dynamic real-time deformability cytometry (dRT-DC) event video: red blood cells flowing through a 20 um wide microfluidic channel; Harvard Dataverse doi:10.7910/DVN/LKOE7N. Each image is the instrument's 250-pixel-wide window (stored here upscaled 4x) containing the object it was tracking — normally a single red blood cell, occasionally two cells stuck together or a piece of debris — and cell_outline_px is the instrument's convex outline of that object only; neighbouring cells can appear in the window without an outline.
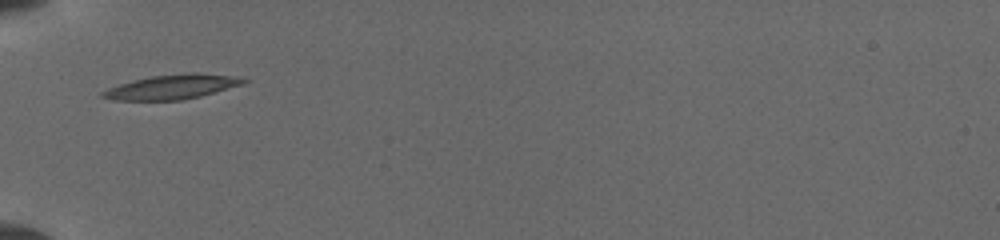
{"species": "common noctule bat (a hibernating species)", "species_latin": "Nyctalus noctula", "temperature_condition": "cold", "stored_images_in_passage": 67, "camera_frame_rate_fps": 3000, "um_per_image_px": 0.085, "animal": {"sex": "female", "body_mass_g": 19.5, "forearm_length_mm": 54.1}, "frame": {"image": 1, "passage_image": 1, "time_ms": 0.0, "image_size_px": [1000, 240], "cell_outline_px": [[248, 80], [240, 84], [200, 96], [180, 100], [112, 100], [100, 96], [100, 92], [108, 88], [132, 80], [152, 76], [192, 72], [196, 72], [236, 76]], "centroid_in_image_um": [14.56, 7.38], "position_along_channel_um": 70.4, "area_um2": 19.88}}
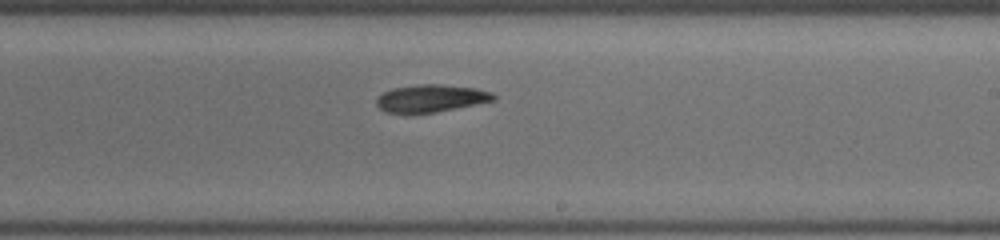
{"frame": {"image": 2, "passage_image": 30, "time_ms": 4.667, "image_size_px": [1000, 240], "cell_outline_px": [[496, 100], [436, 112], [384, 112], [376, 104], [376, 100], [384, 92], [392, 88], [416, 84], [440, 84], [476, 88], [492, 92], [496, 96]], "centroid_in_image_um": [36.66, 8.34], "position_along_channel_um": 252.3, "area_um2": 18.55}}
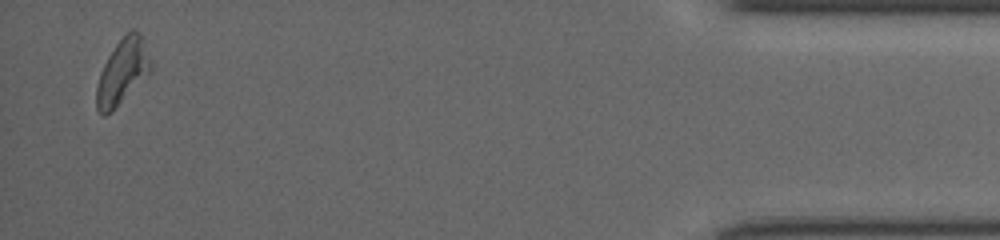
{"frame": {"image": 3, "passage_image": 64, "time_ms": 10.667, "image_size_px": [1000, 240], "cell_outline_px": [[152, 72], [104, 116], [96, 108], [96, 88], [100, 72], [108, 56], [116, 44], [132, 28], [140, 36], [152, 64]], "centroid_in_image_um": [10.4, 6.09], "position_along_channel_um": 424.8, "area_um2": 19.83}}